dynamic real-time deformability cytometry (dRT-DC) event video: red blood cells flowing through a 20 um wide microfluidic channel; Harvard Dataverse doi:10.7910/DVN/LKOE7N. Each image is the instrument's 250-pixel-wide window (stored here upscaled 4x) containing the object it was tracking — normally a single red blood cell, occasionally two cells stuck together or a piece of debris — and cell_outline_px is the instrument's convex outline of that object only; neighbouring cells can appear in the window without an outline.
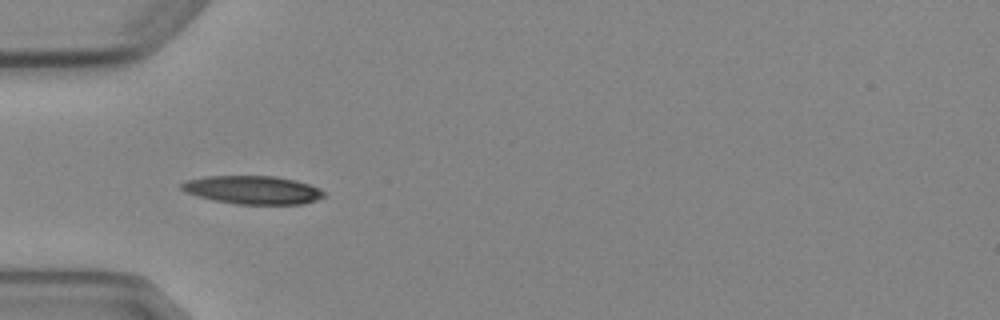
{"species": "Egyptian fruit bat (a non-hibernating species)", "species_latin": "Rousettus aegyptiacus", "temperature_condition": "cold", "stored_images_in_passage": 5, "camera_frame_rate_fps": 3000, "um_per_image_px": 0.085, "animal": {"sex": "female"}, "frame": {"image": 1, "passage_image": 4, "time_ms": 4.333, "image_size_px": [1000, 320], "cell_outline_px": [[324, 196], [316, 200], [304, 204], [236, 204], [216, 200], [184, 192], [180, 188], [180, 184], [188, 180], [204, 176], [276, 176], [296, 180], [320, 188], [324, 192]], "centroid_in_image_um": [21.5, 16.14], "position_along_channel_um": 63.5, "area_um2": 23.41}}
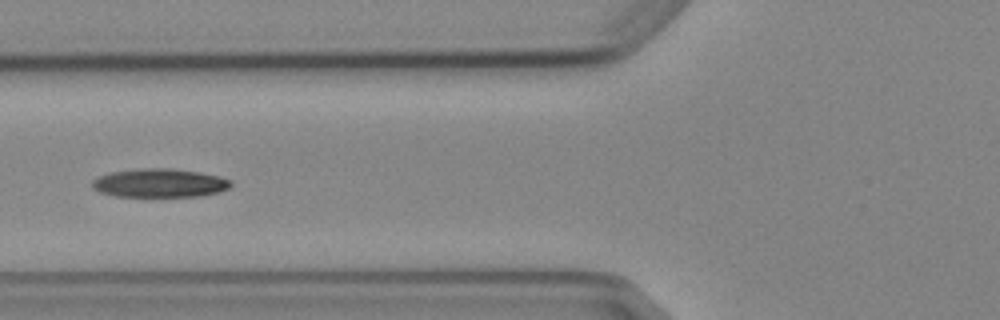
{"frame": {"image": 2, "passage_image": 5, "time_ms": 5.667, "image_size_px": [1000, 320], "cell_outline_px": [[232, 184], [228, 188], [220, 192], [200, 196], [116, 196], [100, 192], [92, 188], [92, 180], [100, 176], [112, 172], [140, 168], [172, 168], [200, 172], [220, 176], [232, 180]], "centroid_in_image_um": [13.6, 15.55], "position_along_channel_um": 112.2, "area_um2": 23.18}}